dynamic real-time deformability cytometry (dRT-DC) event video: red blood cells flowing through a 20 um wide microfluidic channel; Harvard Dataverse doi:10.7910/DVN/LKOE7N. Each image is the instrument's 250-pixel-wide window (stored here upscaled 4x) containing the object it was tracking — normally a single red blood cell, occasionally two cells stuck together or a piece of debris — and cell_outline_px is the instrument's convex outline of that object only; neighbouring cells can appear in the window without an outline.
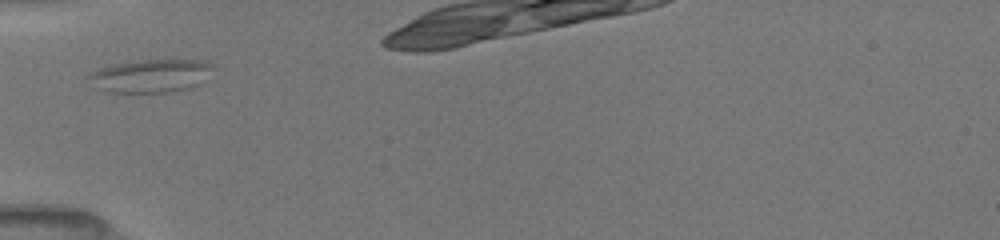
{"species": "common noctule bat (a hibernating species)", "species_latin": "Nyctalus noctula", "temperature_condition": "room temperature", "stored_images_in_passage": 30, "camera_frame_rate_fps": 3000, "um_per_image_px": 0.085, "animal": {"sex": "female", "body_mass_g": 19.5, "forearm_length_mm": 54.1}, "frame": {"image": 1, "passage_image": 1, "time_ms": 0.0, "image_size_px": [1000, 240], "cell_outline_px": [[208, 64], [196, 84], [192, 88], [168, 92], [112, 92], [100, 88], [88, 76], [104, 68], [116, 64], [140, 60], [196, 60]], "centroid_in_image_um": [12.74, 6.46], "position_along_channel_um": 72.3, "area_um2": 22.2}}
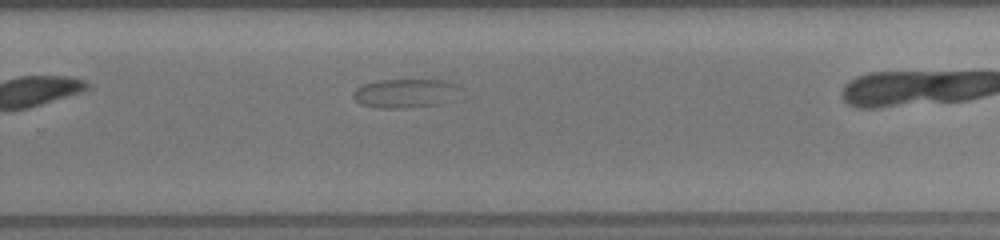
{"frame": {"image": 2, "passage_image": 22, "time_ms": 6.0, "image_size_px": [1000, 240], "cell_outline_px": [[452, 84], [436, 104], [404, 108], [376, 108], [360, 104], [352, 96], [352, 92], [356, 88], [364, 84], [380, 80], [444, 80]], "centroid_in_image_um": [34.06, 7.93], "position_along_channel_um": 295.7, "area_um2": 16.47}}
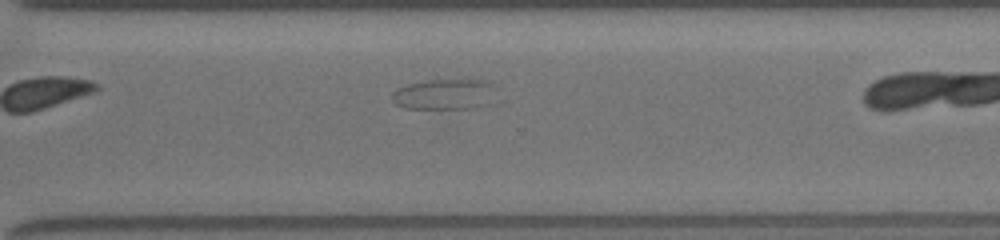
{"frame": {"image": 3, "passage_image": 27, "time_ms": 7.0, "image_size_px": [1000, 240], "cell_outline_px": [[496, 84], [492, 104], [476, 108], [404, 108], [396, 104], [392, 96], [400, 88], [408, 84], [432, 80], [484, 80]], "centroid_in_image_um": [37.9, 8.02], "position_along_channel_um": 332.7, "area_um2": 18.5}}